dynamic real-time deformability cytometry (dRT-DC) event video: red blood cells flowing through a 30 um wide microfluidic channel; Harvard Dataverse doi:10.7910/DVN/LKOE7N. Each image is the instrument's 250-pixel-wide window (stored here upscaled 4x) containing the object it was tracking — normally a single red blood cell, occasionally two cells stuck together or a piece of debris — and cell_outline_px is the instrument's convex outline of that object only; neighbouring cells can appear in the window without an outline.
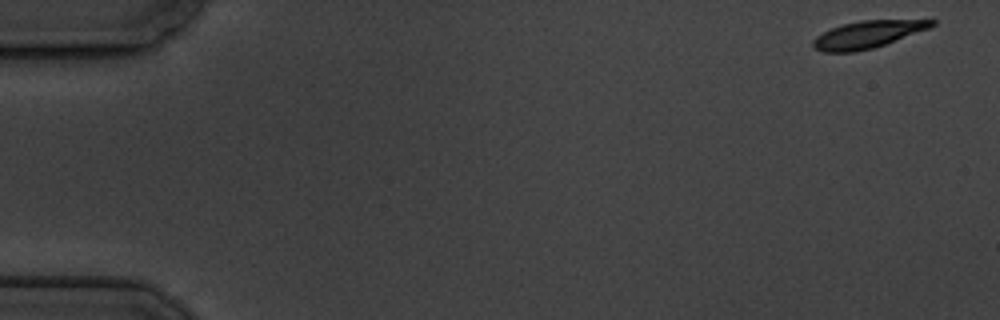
{"species": "common noctule bat (a hibernating species)", "species_latin": "Nyctalus noctula", "temperature_condition": "cold", "stored_images_in_passage": 8, "camera_frame_rate_fps": 3000, "um_per_image_px": 0.085, "animal": {"sex": "male", "body_mass_g": 19.5, "forearm_length_mm": 54.6}, "frame": {"image": 1, "passage_image": 1, "time_ms": 0.0, "image_size_px": [1000, 320], "cell_outline_px": [[936, 24], [928, 28], [884, 44], [872, 48], [852, 52], [824, 52], [812, 48], [812, 40], [816, 36], [832, 28], [844, 24], [860, 20], [936, 20]], "centroid_in_image_um": [73.68, 2.93], "position_along_channel_um": 11.3, "area_um2": 18.44}}
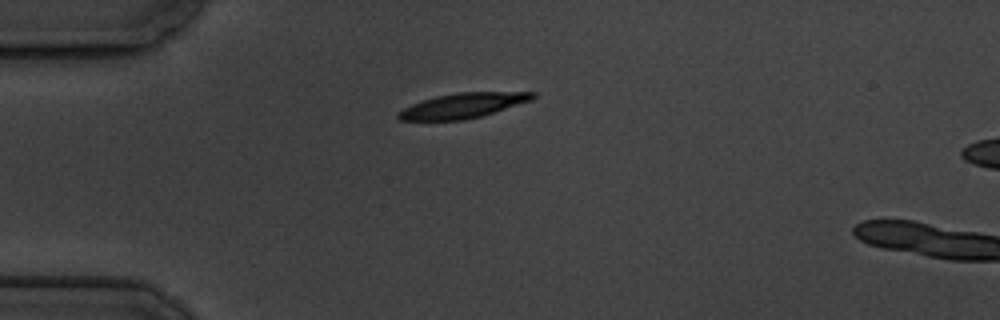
{"frame": {"image": 2, "passage_image": 5, "time_ms": 4.333, "image_size_px": [1000, 320], "cell_outline_px": [[536, 96], [532, 100], [480, 116], [464, 120], [400, 120], [396, 116], [396, 112], [412, 104], [436, 96], [456, 92], [536, 92]], "centroid_in_image_um": [39.33, 8.97], "position_along_channel_um": 45.7, "area_um2": 19.36}}
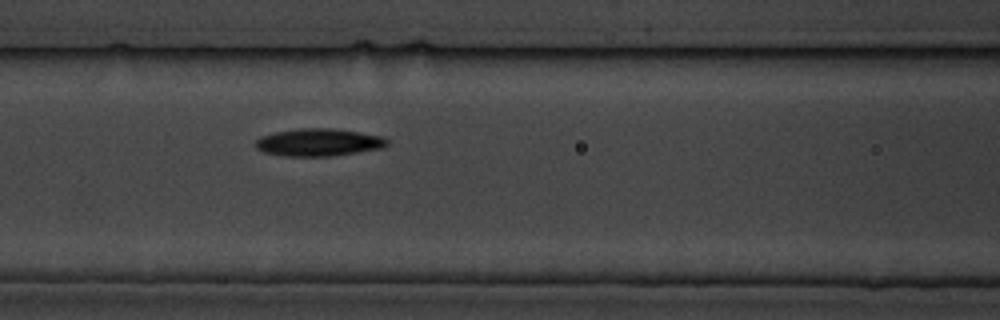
{"frame": {"image": 3, "passage_image": 8, "time_ms": 7.667, "image_size_px": [1000, 320], "cell_outline_px": [[388, 144], [384, 148], [332, 156], [284, 156], [264, 152], [256, 148], [256, 140], [260, 136], [276, 132], [300, 128], [332, 128], [360, 132], [380, 136], [388, 140]], "centroid_in_image_um": [27.09, 12.1], "position_along_channel_um": 139.5, "area_um2": 21.1}}